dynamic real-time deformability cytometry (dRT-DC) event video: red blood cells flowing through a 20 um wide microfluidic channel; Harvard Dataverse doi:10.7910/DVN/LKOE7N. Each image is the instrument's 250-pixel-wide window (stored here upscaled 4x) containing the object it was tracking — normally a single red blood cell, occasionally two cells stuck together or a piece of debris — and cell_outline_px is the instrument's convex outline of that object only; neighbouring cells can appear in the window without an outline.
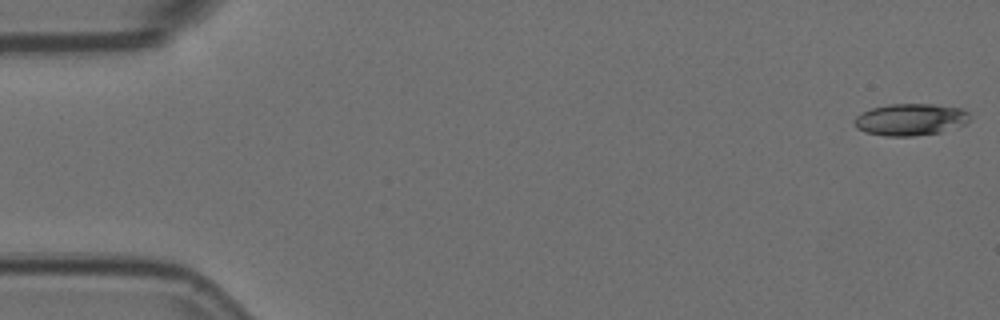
{"species": "Egyptian fruit bat (a non-hibernating species)", "species_latin": "Rousettus aegyptiacus", "temperature_condition": "room temperature", "stored_images_in_passage": 7, "camera_frame_rate_fps": 3000, "um_per_image_px": 0.085, "animal": {"sex": "female"}, "frame": {"image": 1, "passage_image": 1, "time_ms": 0.0, "image_size_px": [1000, 320], "cell_outline_px": [[972, 116], [964, 124], [940, 132], [912, 136], [884, 136], [864, 132], [856, 128], [852, 120], [856, 116], [872, 108], [888, 104], [936, 104], [964, 108]], "centroid_in_image_um": [77.39, 10.15], "position_along_channel_um": 7.6, "area_um2": 21.62}}
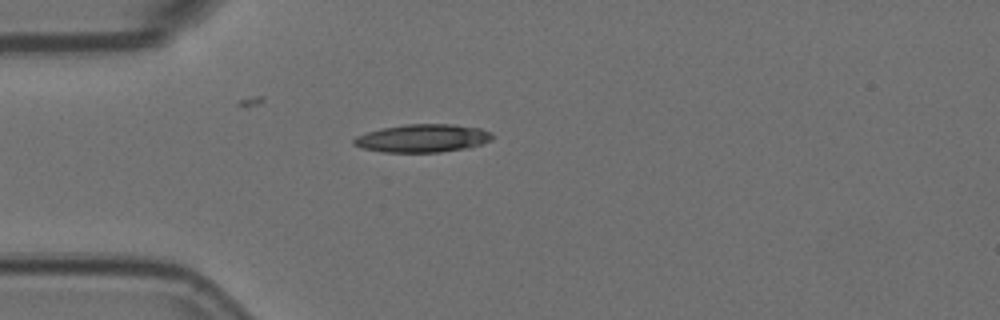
{"frame": {"image": 2, "passage_image": 5, "time_ms": 1.333, "image_size_px": [1000, 320], "cell_outline_px": [[492, 140], [468, 148], [440, 152], [380, 152], [360, 148], [352, 144], [352, 140], [356, 136], [380, 128], [404, 124], [452, 124], [480, 128], [492, 132]], "centroid_in_image_um": [35.89, 11.75], "position_along_channel_um": 49.1, "area_um2": 22.83}}